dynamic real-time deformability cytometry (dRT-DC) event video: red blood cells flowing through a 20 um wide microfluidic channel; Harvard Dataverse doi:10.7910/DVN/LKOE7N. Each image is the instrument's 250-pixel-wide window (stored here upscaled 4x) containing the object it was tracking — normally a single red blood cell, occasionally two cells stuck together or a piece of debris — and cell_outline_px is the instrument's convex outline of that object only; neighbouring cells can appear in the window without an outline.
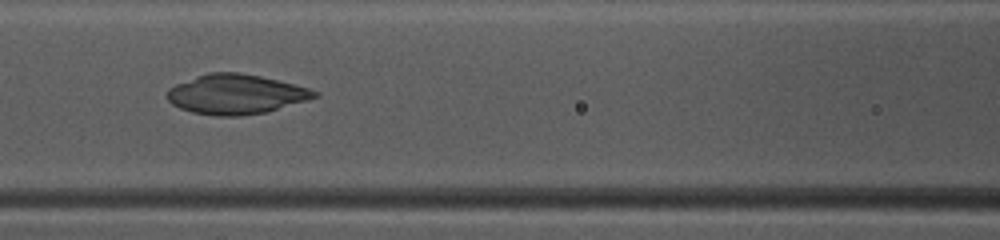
{"species": "common noctule bat (a hibernating species)", "species_latin": "Nyctalus noctula", "temperature_condition": "warm", "stored_images_in_passage": 49, "camera_frame_rate_fps": 3000, "um_per_image_px": 0.085, "animal": {"sex": "female", "body_mass_g": 10.0, "forearm_length_mm": 53.1}, "frame": {"image": 1, "passage_image": 22, "time_ms": 7.0, "image_size_px": [1000, 240], "cell_outline_px": [[320, 96], [264, 112], [240, 116], [216, 116], [192, 112], [180, 108], [172, 104], [168, 100], [168, 88], [176, 84], [196, 76], [208, 72], [236, 72], [260, 76], [308, 88], [320, 92]], "centroid_in_image_um": [20.02, 8.01], "position_along_channel_um": 146.6, "area_um2": 33.76}}
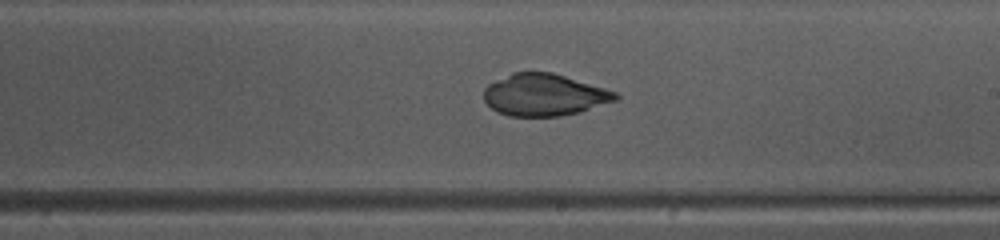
{"frame": {"image": 2, "passage_image": 29, "time_ms": 9.333, "image_size_px": [1000, 240], "cell_outline_px": [[620, 100], [580, 112], [560, 116], [508, 116], [492, 108], [484, 100], [484, 88], [488, 84], [512, 72], [552, 72], [604, 88], [616, 92], [620, 96]], "centroid_in_image_um": [46.29, 8.07], "position_along_channel_um": 242.7, "area_um2": 32.25}}
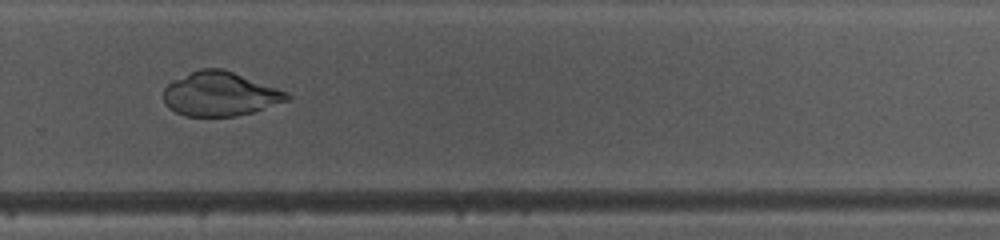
{"frame": {"image": 3, "passage_image": 34, "time_ms": 11.0, "image_size_px": [1000, 240], "cell_outline_px": [[292, 96], [288, 100], [252, 112], [236, 116], [184, 116], [168, 108], [164, 104], [164, 88], [168, 84], [200, 68], [220, 68], [232, 72], [288, 92]], "centroid_in_image_um": [18.69, 8.0], "position_along_channel_um": 311.1, "area_um2": 31.33}}